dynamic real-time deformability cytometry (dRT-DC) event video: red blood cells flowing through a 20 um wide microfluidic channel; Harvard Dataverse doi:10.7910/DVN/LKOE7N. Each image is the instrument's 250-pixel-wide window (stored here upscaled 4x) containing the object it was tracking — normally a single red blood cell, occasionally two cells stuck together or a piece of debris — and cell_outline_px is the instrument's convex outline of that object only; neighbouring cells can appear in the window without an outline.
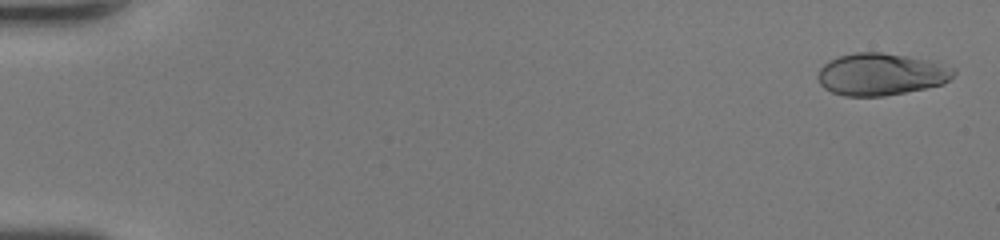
{"species": "human", "species_latin": "Homo sapiens", "temperature_condition": "room temperature", "stored_images_in_passage": 50, "camera_frame_rate_fps": 3000, "um_per_image_px": 0.085, "donor": {"sex": "female"}, "frame": {"image": 1, "passage_image": 2, "time_ms": 0.333, "image_size_px": [1000, 240], "cell_outline_px": [[956, 72], [944, 84], [884, 96], [844, 96], [832, 92], [824, 88], [820, 84], [816, 76], [820, 68], [828, 60], [840, 56], [856, 52], [880, 52], [908, 56], [928, 60], [956, 68]], "centroid_in_image_um": [74.86, 6.31], "position_along_channel_um": 10.1, "area_um2": 33.35}}
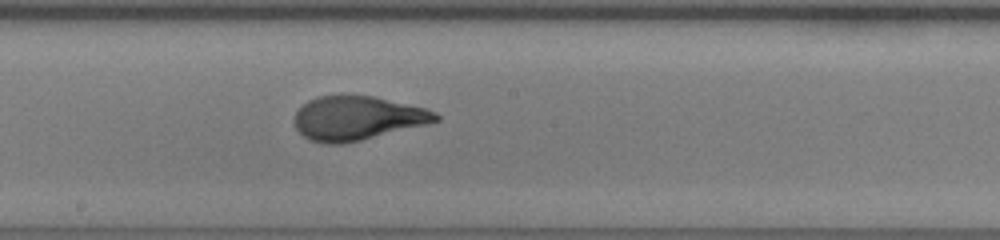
{"frame": {"image": 2, "passage_image": 29, "time_ms": 9.333, "image_size_px": [1000, 240], "cell_outline_px": [[440, 120], [428, 124], [344, 144], [324, 144], [308, 140], [296, 128], [292, 120], [296, 112], [308, 100], [316, 96], [372, 96], [428, 108], [436, 112], [440, 116]], "centroid_in_image_um": [30.37, 10.05], "position_along_channel_um": 217.8, "area_um2": 36.36}}
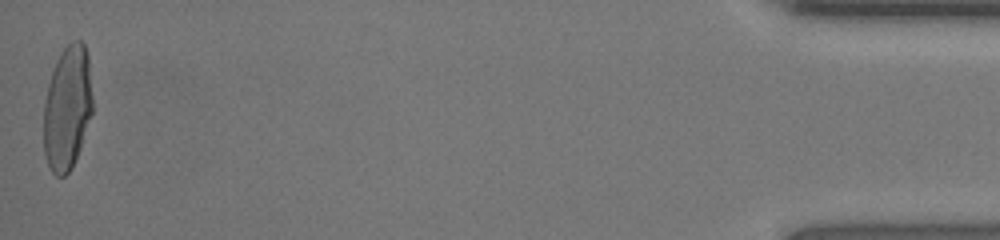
{"frame": {"image": 3, "passage_image": 50, "time_ms": 16.333, "image_size_px": [1000, 240], "cell_outline_px": [[92, 112], [80, 148], [72, 168], [64, 176], [56, 176], [52, 172], [48, 164], [44, 152], [44, 100], [48, 84], [56, 60], [60, 52], [72, 40], [80, 40], [84, 44], [88, 56], [92, 96]], "centroid_in_image_um": [5.72, 9.16], "position_along_channel_um": 429.5, "area_um2": 35.37}, "authors_computed_cell_mechanics": {"area_um2": 35.6915, "velocity_mm_per_s": 4.2802, "shape_relaxation_time_tau1_ms": 4.4927, "shape_relaxation_time_tau2_ms": null, "deformation_change_tau1": 0.2344, "deformation_change_tau2": null}}